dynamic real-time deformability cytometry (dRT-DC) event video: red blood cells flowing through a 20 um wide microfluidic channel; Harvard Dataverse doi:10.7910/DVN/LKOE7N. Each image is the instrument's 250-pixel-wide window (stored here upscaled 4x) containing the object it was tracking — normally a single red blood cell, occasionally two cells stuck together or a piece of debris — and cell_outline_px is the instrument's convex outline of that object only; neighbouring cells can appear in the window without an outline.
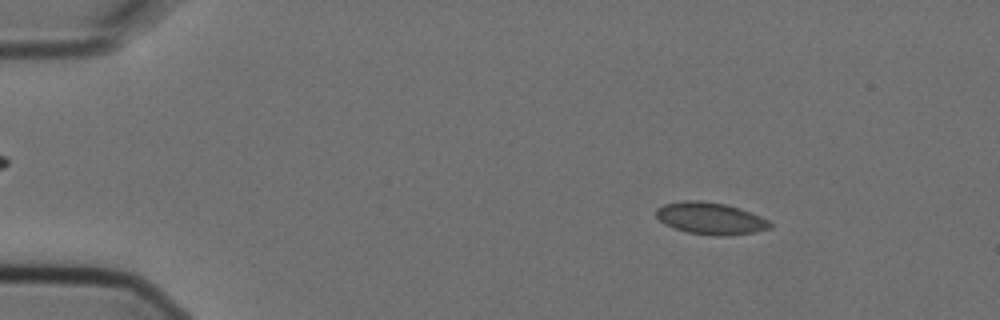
{"species": "Egyptian fruit bat (a non-hibernating species)", "species_latin": "Rousettus aegyptiacus", "temperature_condition": "cold", "stored_images_in_passage": 6, "camera_frame_rate_fps": 3000, "um_per_image_px": 0.085, "animal": {"sex": "female"}, "frame": {"image": 1, "passage_image": 2, "time_ms": 0.333, "image_size_px": [1000, 320], "cell_outline_px": [[772, 228], [756, 232], [728, 236], [712, 236], [688, 232], [664, 224], [656, 216], [656, 208], [664, 204], [684, 200], [700, 200], [724, 204], [740, 208], [760, 216], [768, 220], [772, 224]], "centroid_in_image_um": [60.41, 18.57], "position_along_channel_um": 24.6, "area_um2": 21.33}}
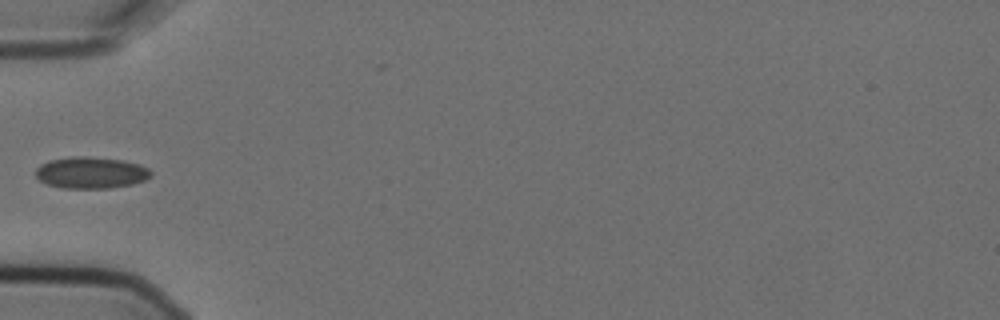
{"frame": {"image": 2, "passage_image": 5, "time_ms": 1.333, "image_size_px": [1000, 320], "cell_outline_px": [[152, 176], [144, 180], [132, 184], [108, 188], [60, 188], [48, 184], [40, 180], [36, 176], [36, 168], [40, 164], [48, 160], [72, 156], [84, 156], [124, 160], [140, 164], [148, 168], [152, 172]], "centroid_in_image_um": [7.73, 14.67], "position_along_channel_um": 77.3, "area_um2": 21.33}}
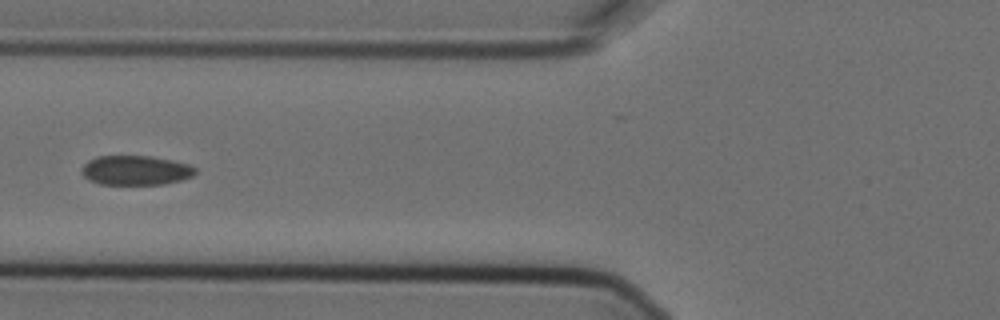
{"frame": {"image": 3, "passage_image": 6, "time_ms": 1.667, "image_size_px": [1000, 320], "cell_outline_px": [[196, 172], [192, 176], [180, 180], [164, 184], [100, 184], [88, 180], [80, 172], [80, 168], [88, 160], [96, 156], [152, 156], [172, 160], [188, 164], [196, 168]], "centroid_in_image_um": [11.49, 14.47], "position_along_channel_um": 114.3, "area_um2": 19.65}}